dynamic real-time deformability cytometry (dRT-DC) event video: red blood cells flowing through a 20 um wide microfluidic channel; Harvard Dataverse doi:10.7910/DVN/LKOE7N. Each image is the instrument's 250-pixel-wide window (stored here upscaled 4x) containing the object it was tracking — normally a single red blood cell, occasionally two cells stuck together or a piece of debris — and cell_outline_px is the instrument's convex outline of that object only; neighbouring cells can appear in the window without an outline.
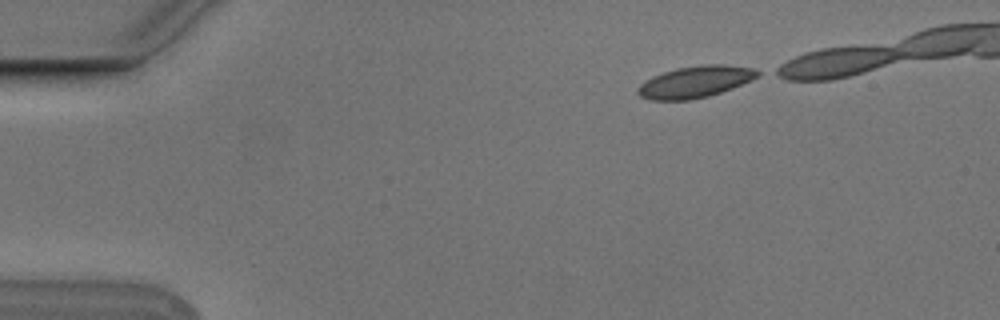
{"species": "Egyptian fruit bat (a non-hibernating species)", "species_latin": "Rousettus aegyptiacus", "temperature_condition": "cold", "stored_images_in_passage": 5, "camera_frame_rate_fps": 3000, "um_per_image_px": 0.085, "animal": {"sex": "male"}, "frame": {"image": 1, "passage_image": 1, "time_ms": 0.0, "image_size_px": [1000, 320], "cell_outline_px": [[760, 76], [732, 88], [708, 96], [688, 100], [648, 100], [640, 96], [636, 92], [636, 88], [640, 84], [652, 76], [676, 68], [704, 64], [724, 64], [752, 68], [760, 72]], "centroid_in_image_um": [59.06, 6.95], "position_along_channel_um": 25.9, "area_um2": 22.08}}